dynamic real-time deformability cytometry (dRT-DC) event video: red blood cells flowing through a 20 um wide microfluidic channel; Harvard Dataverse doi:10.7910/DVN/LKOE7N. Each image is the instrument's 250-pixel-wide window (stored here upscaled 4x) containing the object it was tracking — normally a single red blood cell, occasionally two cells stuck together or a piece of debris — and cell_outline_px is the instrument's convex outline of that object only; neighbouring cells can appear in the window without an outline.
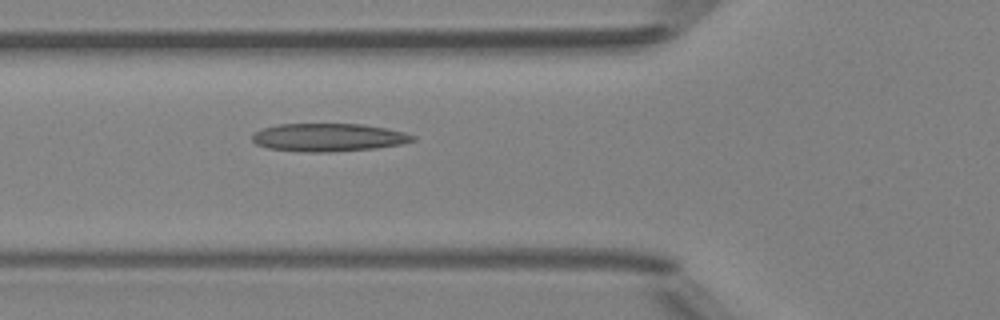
{"species": "Egyptian fruit bat (a non-hibernating species)", "species_latin": "Rousettus aegyptiacus", "temperature_condition": "room temperature", "stored_images_in_passage": 3, "segment_of_instrument_passage": [1, 2], "camera_frame_rate_fps": 3000, "um_per_image_px": 0.085, "animal": {"sex": "female"}, "frame": {"image": 1, "passage_image": 2, "time_ms": 1.0, "image_size_px": [1000, 320], "cell_outline_px": [[416, 140], [400, 144], [376, 148], [328, 152], [308, 152], [268, 148], [256, 144], [252, 140], [252, 136], [256, 132], [264, 128], [276, 124], [360, 124], [384, 128], [404, 132], [416, 136]], "centroid_in_image_um": [27.92, 11.68], "position_along_channel_um": 97.9, "area_um2": 26.01}}